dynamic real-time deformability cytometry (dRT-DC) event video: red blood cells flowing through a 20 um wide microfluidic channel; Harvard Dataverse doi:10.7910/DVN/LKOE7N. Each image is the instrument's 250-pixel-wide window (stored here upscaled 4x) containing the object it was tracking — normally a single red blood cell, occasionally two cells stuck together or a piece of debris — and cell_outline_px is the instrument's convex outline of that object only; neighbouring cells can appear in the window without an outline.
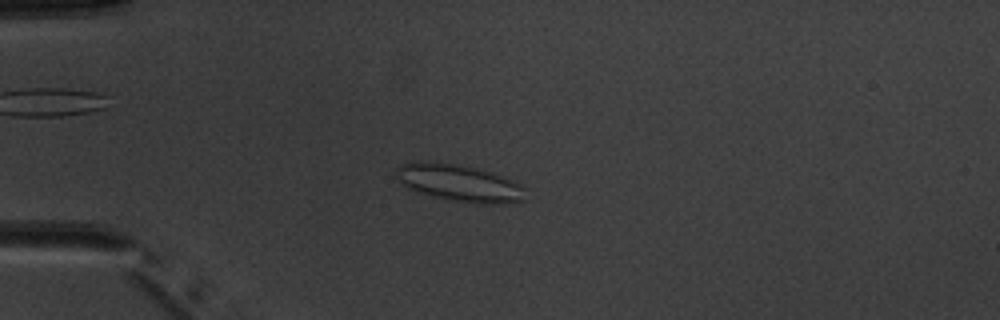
{"species": "common noctule bat (a hibernating species)", "species_latin": "Nyctalus noctula", "temperature_condition": "warm", "stored_images_in_passage": 7, "camera_frame_rate_fps": 3000, "um_per_image_px": 0.085, "animal": {"sex": "male", "body_mass_g": 20.1, "forearm_length_mm": 53.5}, "frame": {"image": 1, "passage_image": 5, "time_ms": 4.667, "image_size_px": [1000, 320], "cell_outline_px": [[524, 200], [504, 204], [476, 204], [452, 200], [416, 192], [408, 188], [396, 176], [396, 168], [404, 164], [416, 160], [456, 164], [476, 168], [492, 172], [524, 184]], "centroid_in_image_um": [39.08, 15.56], "position_along_channel_um": 45.9, "area_um2": 27.98}}
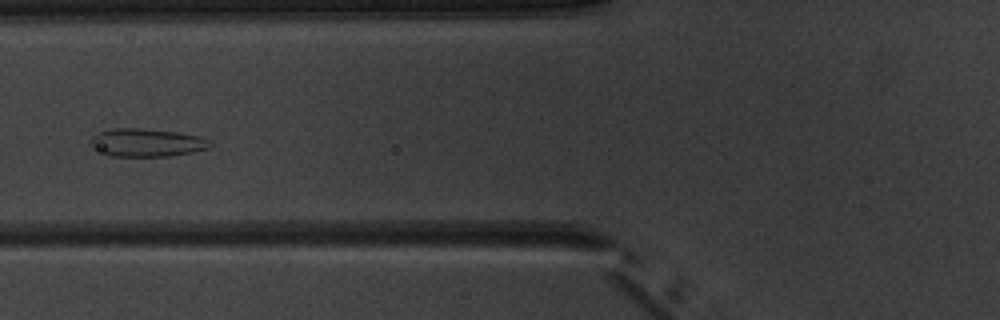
{"frame": {"image": 2, "passage_image": 7, "time_ms": 7.0, "image_size_px": [1000, 320], "cell_outline_px": [[212, 144], [208, 148], [192, 152], [168, 156], [112, 156], [92, 148], [88, 144], [88, 140], [92, 136], [100, 132], [112, 128], [136, 128], [176, 132], [200, 136], [212, 140]], "centroid_in_image_um": [12.44, 12.12], "position_along_channel_um": 113.4, "area_um2": 19.59}}